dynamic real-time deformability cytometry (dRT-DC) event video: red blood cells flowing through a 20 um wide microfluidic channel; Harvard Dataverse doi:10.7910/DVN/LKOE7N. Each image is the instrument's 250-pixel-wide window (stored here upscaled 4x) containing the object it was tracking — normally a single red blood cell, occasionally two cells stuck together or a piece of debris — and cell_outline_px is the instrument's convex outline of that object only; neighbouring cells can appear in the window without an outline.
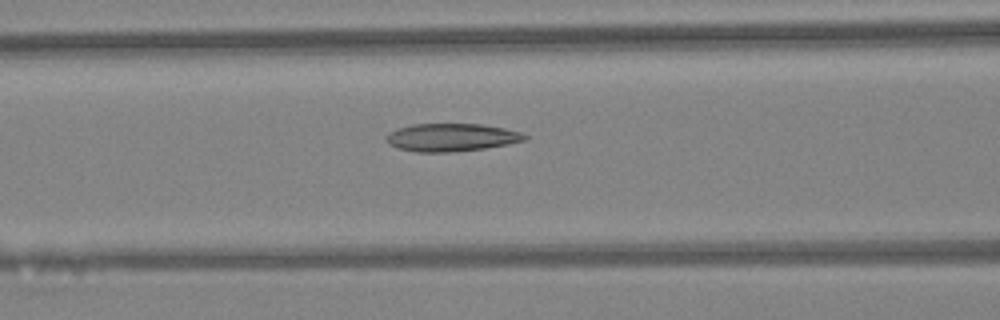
{"species": "Egyptian fruit bat (a non-hibernating species)", "species_latin": "Rousettus aegyptiacus", "temperature_condition": "warm", "stored_images_in_passage": 46, "camera_frame_rate_fps": 3000, "um_per_image_px": 0.085, "animal": {"sex": "female"}, "frame": {"image": 1, "passage_image": 19, "time_ms": 6.0, "image_size_px": [1000, 320], "cell_outline_px": [[528, 136], [524, 140], [508, 144], [484, 148], [452, 152], [416, 152], [396, 148], [388, 144], [384, 140], [384, 136], [388, 132], [412, 124], [480, 124], [504, 128], [520, 132]], "centroid_in_image_um": [38.3, 11.68], "position_along_channel_um": 128.3, "area_um2": 22.54}}
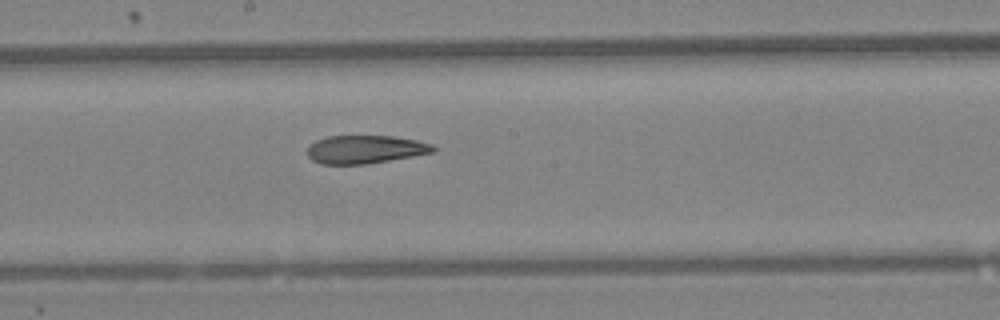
{"frame": {"image": 2, "passage_image": 25, "time_ms": 8.0, "image_size_px": [1000, 320], "cell_outline_px": [[436, 152], [364, 164], [320, 164], [312, 160], [308, 156], [308, 144], [316, 140], [328, 136], [392, 136], [416, 140], [432, 144], [436, 148]], "centroid_in_image_um": [31.02, 12.69], "position_along_channel_um": 217.2, "area_um2": 20.63}}
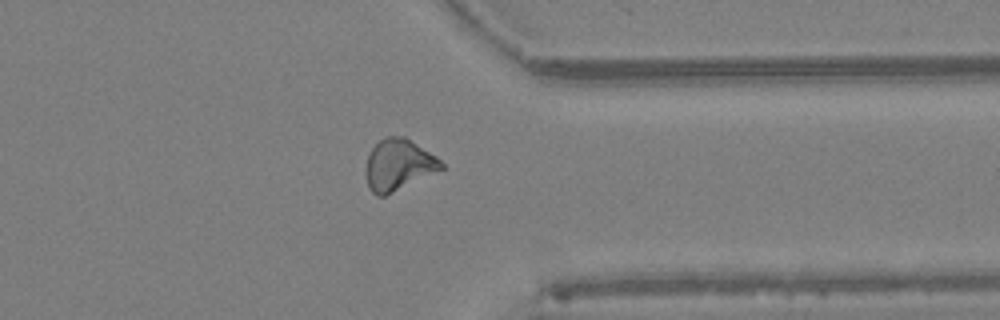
{"frame": {"image": 3, "passage_image": 36, "time_ms": 11.667, "image_size_px": [1000, 320], "cell_outline_px": [[444, 168], [384, 196], [376, 196], [368, 188], [368, 156], [372, 148], [384, 136], [404, 136], [436, 156], [444, 164]], "centroid_in_image_um": [33.89, 14.0], "position_along_channel_um": 377.5, "area_um2": 21.96}, "authors_computed_cell_mechanics": {"area_um2": 22.2819, "velocity_mm_per_s": 4.4677, "shape_relaxation_time_tau1_ms": null, "shape_relaxation_time_tau2_ms": 5.493, "deformation_change_tau1": null, "deformation_change_tau2": 0.1604}}